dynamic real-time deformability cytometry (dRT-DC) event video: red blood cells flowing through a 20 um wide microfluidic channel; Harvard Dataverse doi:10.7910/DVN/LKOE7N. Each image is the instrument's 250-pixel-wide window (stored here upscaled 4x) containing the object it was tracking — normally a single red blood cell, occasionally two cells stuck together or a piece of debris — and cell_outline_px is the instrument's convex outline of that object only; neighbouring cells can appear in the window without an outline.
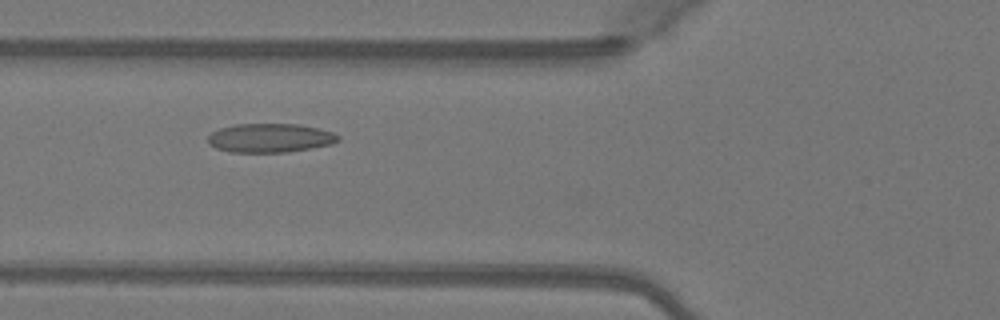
{"species": "Egyptian fruit bat (a non-hibernating species)", "species_latin": "Rousettus aegyptiacus", "temperature_condition": "warm", "stored_images_in_passage": 38, "camera_frame_rate_fps": 3000, "um_per_image_px": 0.085, "animal": {"sex": "female"}, "frame": {"image": 1, "passage_image": 14, "time_ms": 4.333, "image_size_px": [1000, 320], "cell_outline_px": [[340, 140], [332, 144], [288, 152], [232, 152], [216, 148], [208, 144], [208, 136], [212, 132], [220, 128], [232, 124], [296, 124], [316, 128], [332, 132], [340, 136]], "centroid_in_image_um": [22.94, 11.72], "position_along_channel_um": 102.9, "area_um2": 21.91}}
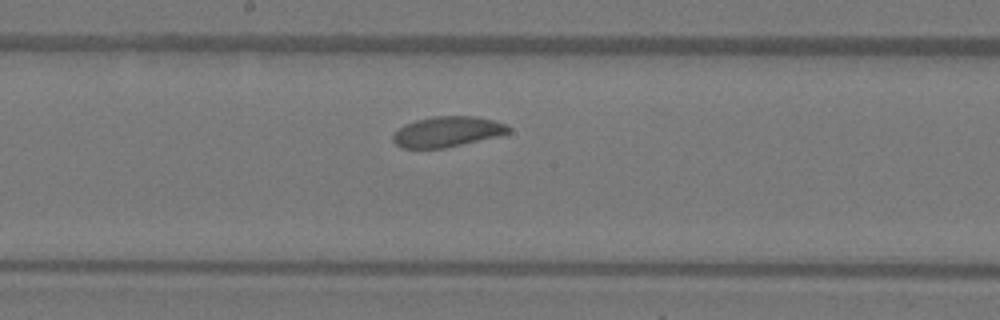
{"frame": {"image": 2, "passage_image": 22, "time_ms": 7.0, "image_size_px": [1000, 320], "cell_outline_px": [[512, 132], [496, 136], [444, 148], [400, 148], [392, 140], [392, 136], [404, 124], [416, 120], [432, 116], [476, 116], [508, 124], [512, 128]], "centroid_in_image_um": [38.03, 11.18], "position_along_channel_um": 210.2, "area_um2": 20.46}}
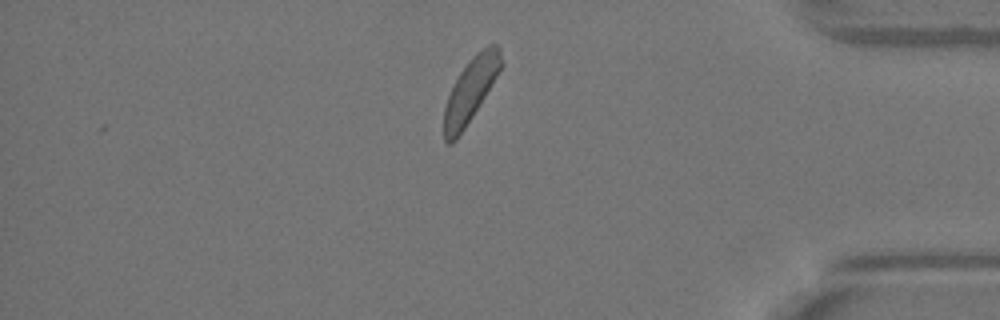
{"frame": {"image": 3, "passage_image": 38, "time_ms": 12.333, "image_size_px": [1000, 320], "cell_outline_px": [[504, 64], [472, 116], [456, 140], [452, 144], [448, 144], [444, 140], [444, 108], [448, 96], [460, 72], [472, 56], [476, 52], [488, 44], [496, 44], [500, 48]], "centroid_in_image_um": [40.01, 7.63], "position_along_channel_um": 395.2, "area_um2": 20.98}, "authors_computed_cell_mechanics": {"area_um2": 21.1259, "velocity_mm_per_s": 4.0237, "shape_relaxation_time_tau1_ms": 1.4209, "shape_relaxation_time_tau2_ms": null, "deformation_change_tau1": 0.0528, "deformation_change_tau2": null}}